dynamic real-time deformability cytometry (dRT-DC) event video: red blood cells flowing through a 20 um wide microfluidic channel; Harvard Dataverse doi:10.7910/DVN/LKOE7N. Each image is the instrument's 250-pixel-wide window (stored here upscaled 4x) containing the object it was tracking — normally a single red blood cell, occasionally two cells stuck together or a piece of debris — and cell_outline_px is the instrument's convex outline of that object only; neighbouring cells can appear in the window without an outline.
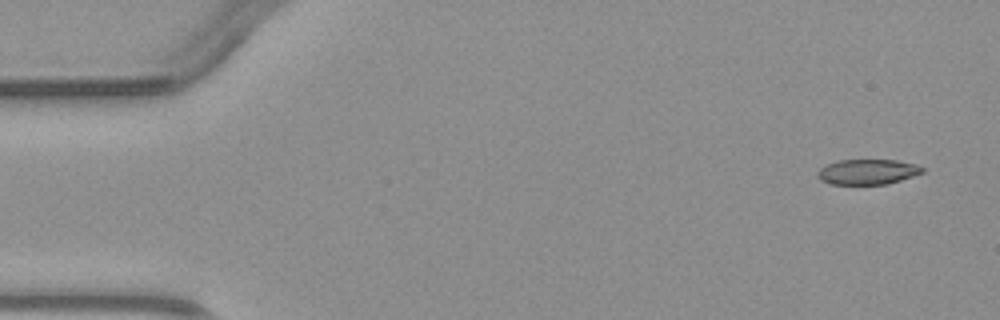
{"species": "common noctule bat (a hibernating species)", "species_latin": "Nyctalus noctula", "temperature_condition": "warm", "stored_images_in_passage": 4, "camera_frame_rate_fps": 3000, "um_per_image_px": 0.085, "animal": {"sex": "male", "body_mass_g": 23.1, "forearm_length_mm": 52.7}, "frame": {"image": 1, "passage_image": 1, "time_ms": 0.0, "image_size_px": [1000, 320], "cell_outline_px": [[924, 172], [888, 184], [828, 184], [820, 180], [816, 176], [816, 172], [820, 168], [828, 164], [840, 160], [896, 160], [916, 164], [924, 168]], "centroid_in_image_um": [73.72, 14.61], "position_along_channel_um": 11.3, "area_um2": 15.43}}
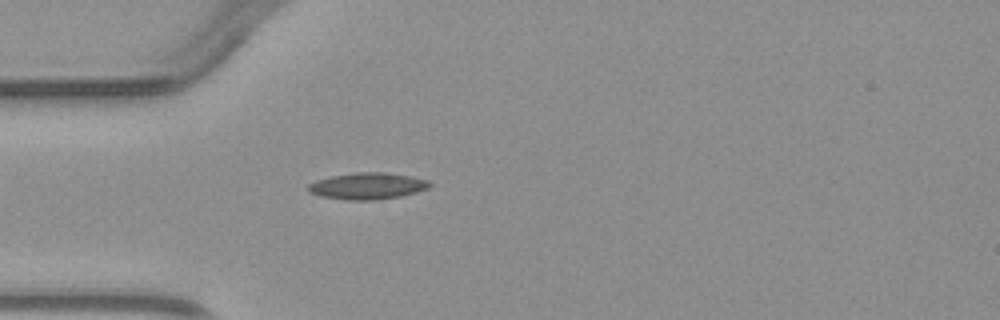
{"frame": {"image": 2, "passage_image": 4, "time_ms": 3.667, "image_size_px": [1000, 320], "cell_outline_px": [[432, 184], [428, 188], [416, 192], [400, 196], [376, 200], [348, 200], [320, 196], [308, 192], [308, 184], [316, 180], [332, 176], [356, 172], [388, 172], [412, 176], [428, 180]], "centroid_in_image_um": [31.24, 15.8], "position_along_channel_um": 53.8, "area_um2": 18.9}}